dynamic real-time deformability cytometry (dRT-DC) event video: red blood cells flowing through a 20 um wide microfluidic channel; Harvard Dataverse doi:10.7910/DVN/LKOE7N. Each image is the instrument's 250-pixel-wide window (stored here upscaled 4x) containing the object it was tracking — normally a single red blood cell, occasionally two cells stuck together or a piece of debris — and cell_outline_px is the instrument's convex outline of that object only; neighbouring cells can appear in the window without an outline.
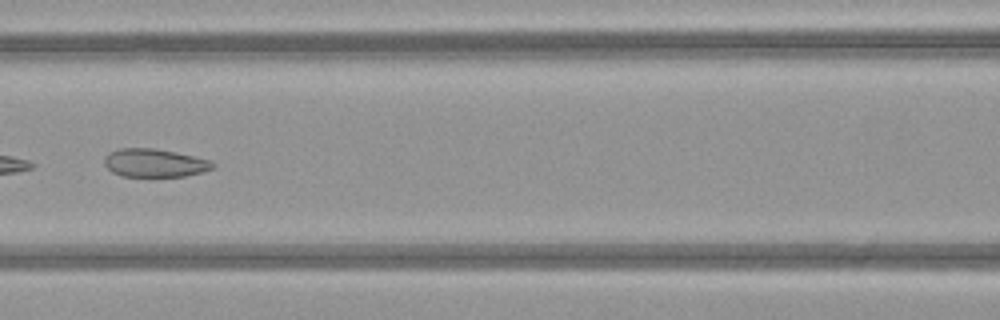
{"species": "common noctule bat (a hibernating species)", "species_latin": "Nyctalus noctula", "temperature_condition": "warm", "stored_images_in_passage": 49, "camera_frame_rate_fps": 3000, "um_per_image_px": 0.085, "animal": {"sex": "female", "body_mass_g": 21.9}, "frame": {"image": 1, "passage_image": 23, "time_ms": 7.333, "image_size_px": [1000, 320], "cell_outline_px": [[216, 168], [204, 172], [184, 176], [152, 180], [124, 176], [112, 172], [104, 164], [104, 156], [120, 148], [152, 148], [176, 152], [212, 160], [216, 164]], "centroid_in_image_um": [13.2, 13.91], "position_along_channel_um": 153.4, "area_um2": 18.79}}
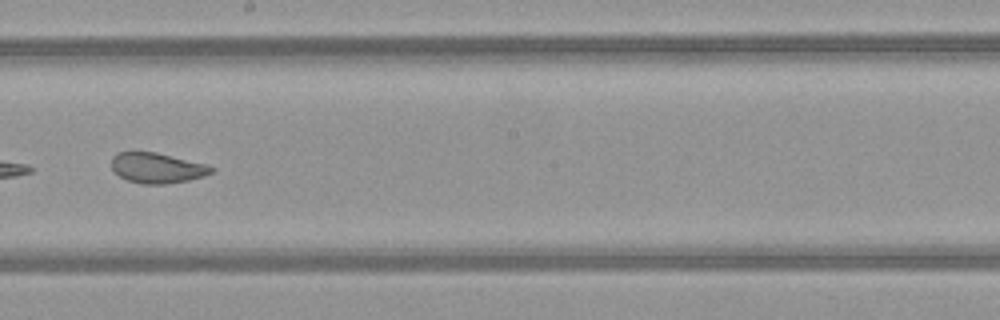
{"frame": {"image": 2, "passage_image": 29, "time_ms": 9.333, "image_size_px": [1000, 320], "cell_outline_px": [[216, 168], [212, 172], [204, 176], [188, 180], [164, 184], [140, 184], [128, 180], [120, 176], [112, 168], [112, 156], [116, 152], [156, 152], [208, 164]], "centroid_in_image_um": [13.38, 14.27], "position_along_channel_um": 234.8, "area_um2": 17.69}}
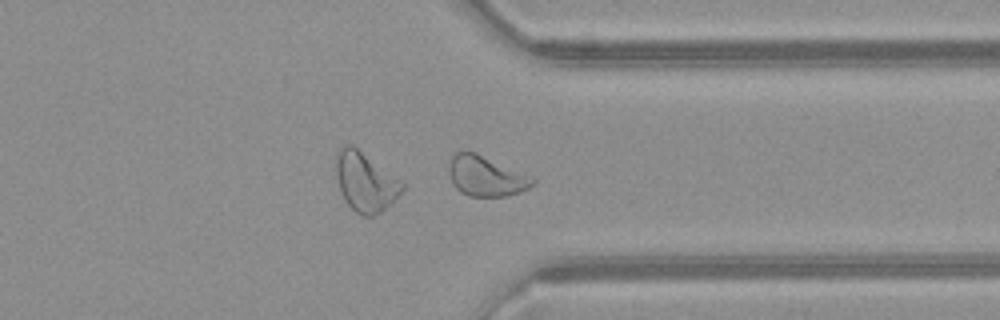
{"frame": {"image": 3, "passage_image": 39, "time_ms": 12.667, "image_size_px": [1000, 320], "cell_outline_px": [[536, 184], [520, 192], [508, 196], [468, 196], [460, 192], [456, 188], [448, 172], [448, 164], [452, 156], [456, 152], [476, 152], [528, 176], [536, 180]], "centroid_in_image_um": [41.27, 14.98], "position_along_channel_um": 370.1, "area_um2": 19.36}, "authors_computed_cell_mechanics": {"area_um2": 21.097, "velocity_mm_per_s": 4.0874, "shape_relaxation_time_tau1_ms": 7.5654, "shape_relaxation_time_tau2_ms": 1.0123, "deformation_change_tau1": 0.1422, "deformation_change_tau2": 0.0707}}